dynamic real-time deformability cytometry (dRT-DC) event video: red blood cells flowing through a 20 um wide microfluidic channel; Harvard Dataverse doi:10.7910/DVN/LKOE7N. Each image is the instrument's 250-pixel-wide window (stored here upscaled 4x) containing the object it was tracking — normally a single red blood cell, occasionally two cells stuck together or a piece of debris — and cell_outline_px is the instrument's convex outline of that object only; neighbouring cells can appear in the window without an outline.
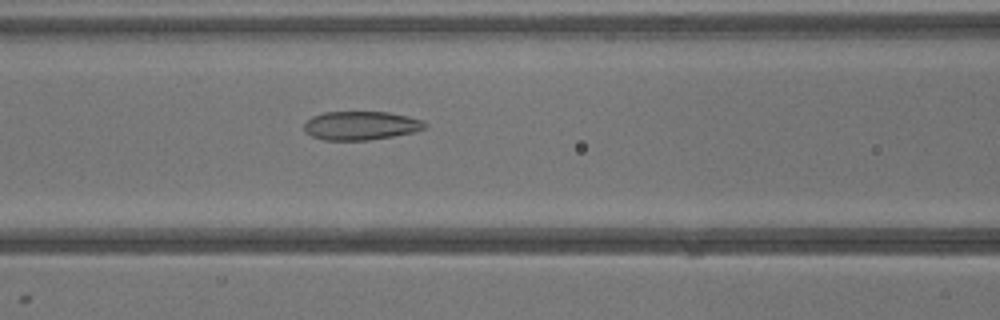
{"species": "common noctule bat (a hibernating species)", "species_latin": "Nyctalus noctula", "temperature_condition": "warm", "stored_images_in_passage": 39, "camera_frame_rate_fps": 3000, "um_per_image_px": 0.085, "animal": {"sex": "male", "body_mass_g": 13.3}, "frame": {"image": 1, "passage_image": 17, "time_ms": 5.333, "image_size_px": [1000, 320], "cell_outline_px": [[428, 128], [412, 132], [392, 136], [368, 140], [324, 140], [312, 136], [304, 132], [304, 124], [312, 116], [324, 112], [388, 112], [408, 116], [424, 120], [428, 124]], "centroid_in_image_um": [30.69, 10.67], "position_along_channel_um": 135.9, "area_um2": 20.29}}
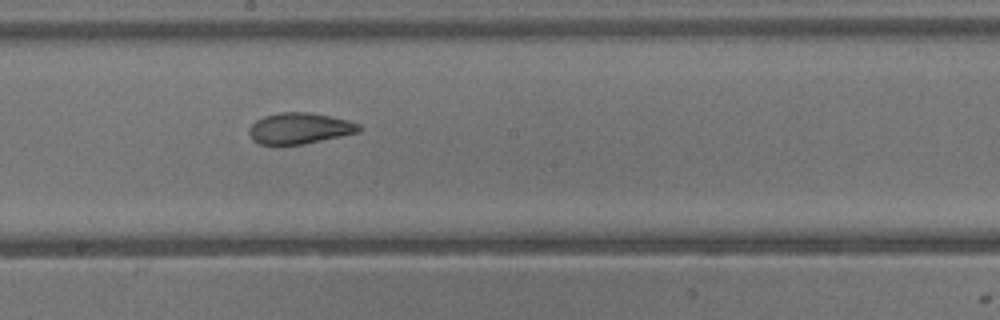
{"frame": {"image": 2, "passage_image": 22, "time_ms": 7.0, "image_size_px": [1000, 320], "cell_outline_px": [[364, 128], [360, 132], [304, 144], [260, 144], [252, 140], [248, 132], [248, 128], [256, 120], [264, 116], [280, 112], [304, 112], [332, 116], [348, 120], [360, 124]], "centroid_in_image_um": [25.49, 10.9], "position_along_channel_um": 222.7, "area_um2": 20.0}}
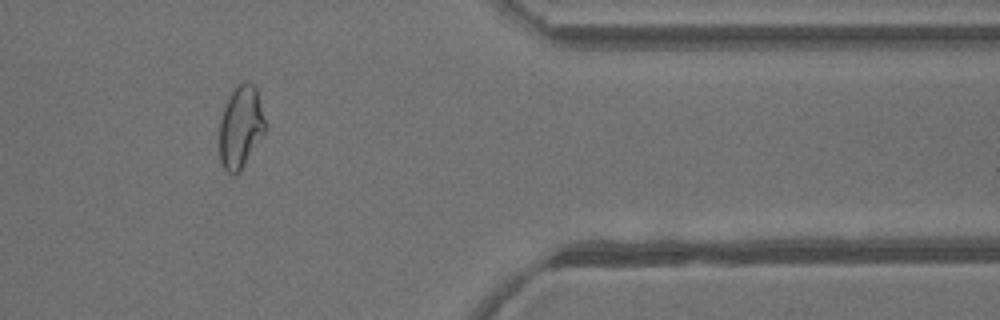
{"frame": {"image": 3, "passage_image": 33, "time_ms": 10.667, "image_size_px": [1000, 320], "cell_outline_px": [[268, 128], [240, 172], [228, 172], [224, 168], [220, 160], [220, 120], [224, 104], [228, 96], [236, 84], [244, 80], [248, 80], [256, 88]], "centroid_in_image_um": [20.48, 10.74], "position_along_channel_um": 390.9, "area_um2": 22.31}}